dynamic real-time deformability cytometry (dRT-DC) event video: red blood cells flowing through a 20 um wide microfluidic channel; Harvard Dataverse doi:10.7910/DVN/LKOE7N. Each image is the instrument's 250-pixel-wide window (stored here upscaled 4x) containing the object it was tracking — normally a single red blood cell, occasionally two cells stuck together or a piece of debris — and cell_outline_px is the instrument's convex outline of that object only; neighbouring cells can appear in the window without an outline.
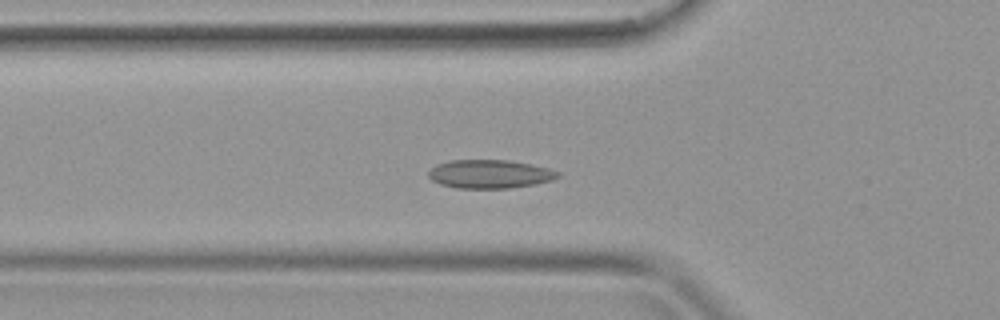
{"species": "common noctule bat (a hibernating species)", "species_latin": "Nyctalus noctula", "temperature_condition": "warm", "stored_images_in_passage": 33, "camera_frame_rate_fps": 3000, "um_per_image_px": 0.085, "animal": {"sex": "female", "body_mass_g": 19.9}, "frame": {"image": 1, "passage_image": 6, "time_ms": 1.667, "image_size_px": [1000, 320], "cell_outline_px": [[560, 176], [552, 180], [536, 184], [508, 188], [456, 188], [440, 184], [432, 180], [428, 176], [428, 172], [436, 164], [452, 160], [508, 160], [532, 164], [548, 168], [560, 172]], "centroid_in_image_um": [41.64, 14.79], "position_along_channel_um": 84.2, "area_um2": 21.56}}
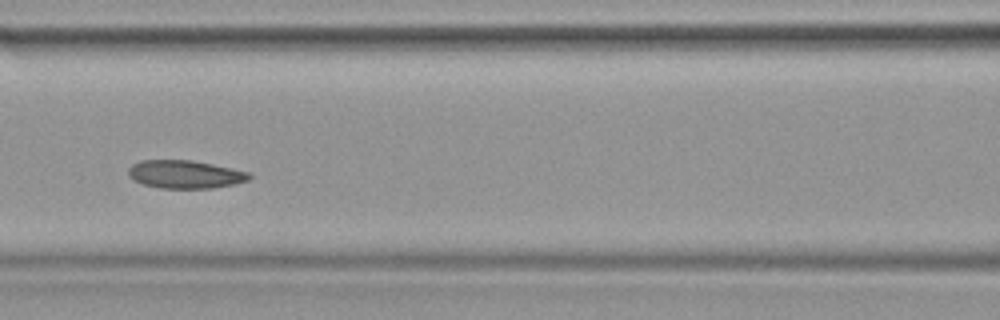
{"frame": {"image": 2, "passage_image": 10, "time_ms": 3.0, "image_size_px": [1000, 320], "cell_outline_px": [[252, 176], [248, 180], [232, 184], [212, 188], [160, 188], [144, 184], [132, 180], [128, 176], [128, 168], [132, 164], [140, 160], [192, 160], [232, 168], [248, 172]], "centroid_in_image_um": [15.69, 14.81], "position_along_channel_um": 150.9, "area_um2": 19.77}}